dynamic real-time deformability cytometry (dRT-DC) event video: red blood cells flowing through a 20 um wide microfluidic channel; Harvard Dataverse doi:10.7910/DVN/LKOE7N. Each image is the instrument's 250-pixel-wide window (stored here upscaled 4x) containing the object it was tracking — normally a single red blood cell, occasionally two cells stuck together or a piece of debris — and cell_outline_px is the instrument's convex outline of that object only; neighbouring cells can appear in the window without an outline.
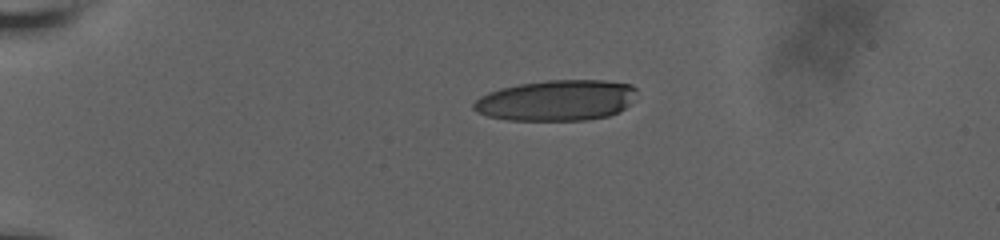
{"species": "human", "species_latin": "Homo sapiens", "temperature_condition": "room temperature", "stored_images_in_passage": 44, "camera_frame_rate_fps": 3000, "um_per_image_px": 0.085, "donor": {"sex": "male"}, "frame": {"image": 1, "passage_image": 1, "time_ms": 0.0, "image_size_px": [1000, 240], "cell_outline_px": [[636, 92], [628, 104], [624, 108], [608, 116], [588, 120], [508, 120], [488, 116], [476, 112], [472, 108], [472, 104], [480, 96], [488, 92], [500, 88], [520, 84], [544, 80], [604, 80], [632, 84], [636, 88]], "centroid_in_image_um": [47.27, 8.53], "position_along_channel_um": 37.7, "area_um2": 38.78}}
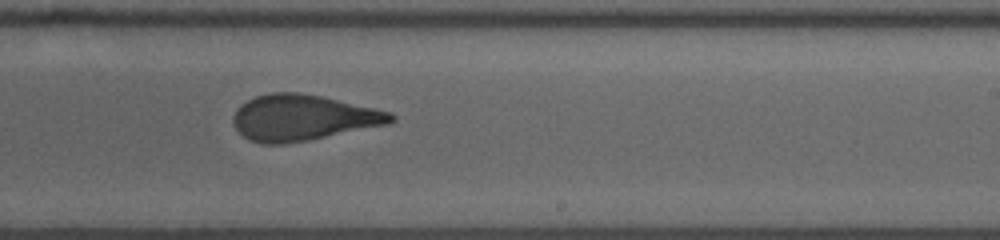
{"frame": {"image": 2, "passage_image": 24, "time_ms": 7.667, "image_size_px": [1000, 240], "cell_outline_px": [[396, 120], [388, 124], [308, 140], [284, 144], [264, 144], [248, 140], [236, 128], [232, 120], [232, 116], [236, 108], [248, 100], [256, 96], [272, 92], [296, 92], [320, 96], [392, 112], [396, 116]], "centroid_in_image_um": [25.73, 10.01], "position_along_channel_um": 263.3, "area_um2": 41.96}}
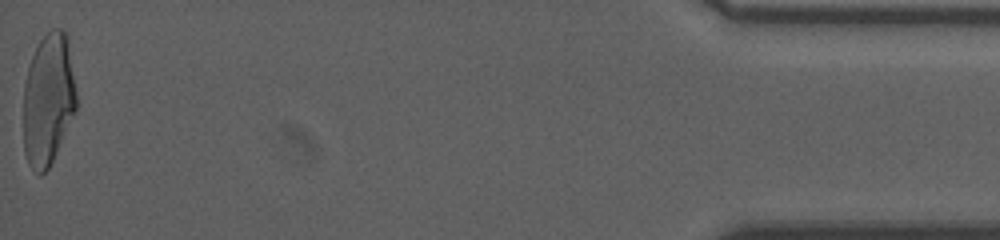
{"frame": {"image": 3, "passage_image": 44, "time_ms": 14.333, "image_size_px": [1000, 240], "cell_outline_px": [[76, 108], [52, 160], [48, 168], [40, 176], [28, 164], [24, 152], [24, 84], [28, 64], [40, 40], [52, 28], [60, 28], [68, 36], [76, 92]], "centroid_in_image_um": [4.09, 8.42], "position_along_channel_um": 431.1, "area_um2": 40.46}, "authors_computed_cell_mechanics": {"area_um2": 41.5293, "velocity_mm_per_s": 3.7973, "shape_relaxation_time_tau1_ms": 7.187, "shape_relaxation_time_tau2_ms": 1.2583, "deformation_change_tau1": 0.2443, "deformation_change_tau2": 0.0987}}